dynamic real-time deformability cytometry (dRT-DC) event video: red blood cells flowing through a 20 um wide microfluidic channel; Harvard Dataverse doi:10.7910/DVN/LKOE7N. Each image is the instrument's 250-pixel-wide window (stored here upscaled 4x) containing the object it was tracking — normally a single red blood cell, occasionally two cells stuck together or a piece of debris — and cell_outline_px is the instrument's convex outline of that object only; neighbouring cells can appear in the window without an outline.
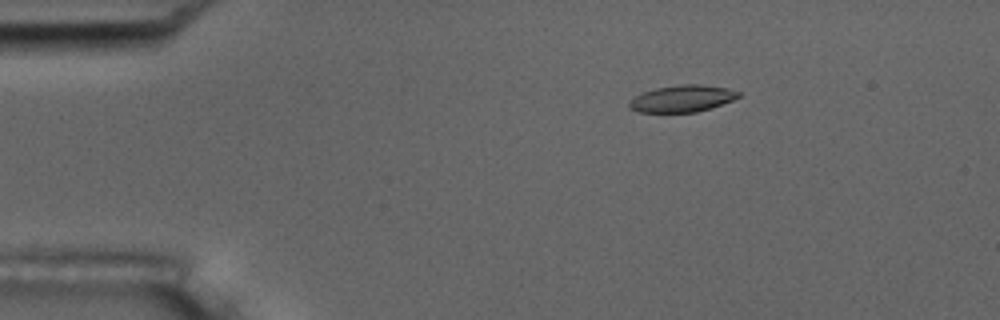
{"species": "common noctule bat (a hibernating species)", "species_latin": "Nyctalus noctula", "temperature_condition": "room temperature", "stored_images_in_passage": 4, "camera_frame_rate_fps": 3000, "um_per_image_px": 0.085, "animal": {"sex": "male", "body_mass_g": 17.5, "forearm_length_mm": 52.3}, "frame": {"image": 1, "passage_image": 3, "time_ms": 2.333, "image_size_px": [1000, 320], "cell_outline_px": [[740, 96], [732, 100], [712, 108], [696, 112], [636, 112], [628, 108], [628, 100], [644, 92], [656, 88], [680, 84], [700, 84], [728, 88], [740, 92]], "centroid_in_image_um": [57.97, 8.38], "position_along_channel_um": 27.0, "area_um2": 17.17}}